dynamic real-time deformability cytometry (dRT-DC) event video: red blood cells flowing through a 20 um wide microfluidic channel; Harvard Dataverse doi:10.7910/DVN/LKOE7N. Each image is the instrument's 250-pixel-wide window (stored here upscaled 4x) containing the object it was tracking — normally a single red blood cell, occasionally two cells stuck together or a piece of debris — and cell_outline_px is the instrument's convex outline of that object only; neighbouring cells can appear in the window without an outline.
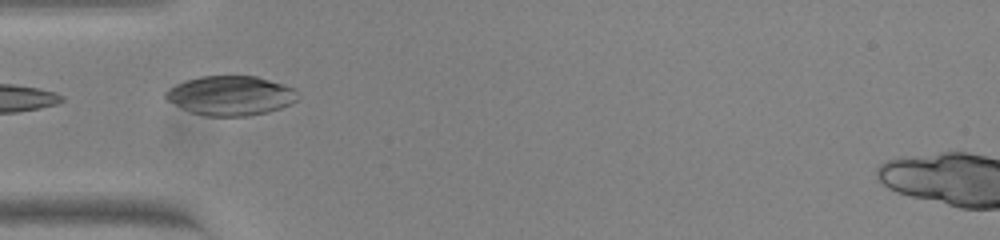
{"species": "common noctule bat (a hibernating species)", "species_latin": "Nyctalus noctula", "temperature_condition": "warm", "stored_images_in_passage": 21, "camera_frame_rate_fps": 3000, "um_per_image_px": 0.085, "animal": {"sex": "female", "body_mass_g": 23.0, "forearm_length_mm": 53.4}, "frame": {"image": 1, "passage_image": 1, "time_ms": 0.0, "image_size_px": [1000, 240], "cell_outline_px": [[300, 96], [292, 104], [268, 112], [248, 116], [204, 116], [192, 112], [168, 100], [164, 96], [164, 92], [176, 84], [200, 76], [256, 76], [296, 88]], "centroid_in_image_um": [19.66, 8.13], "position_along_channel_um": 65.3, "area_um2": 30.35}}